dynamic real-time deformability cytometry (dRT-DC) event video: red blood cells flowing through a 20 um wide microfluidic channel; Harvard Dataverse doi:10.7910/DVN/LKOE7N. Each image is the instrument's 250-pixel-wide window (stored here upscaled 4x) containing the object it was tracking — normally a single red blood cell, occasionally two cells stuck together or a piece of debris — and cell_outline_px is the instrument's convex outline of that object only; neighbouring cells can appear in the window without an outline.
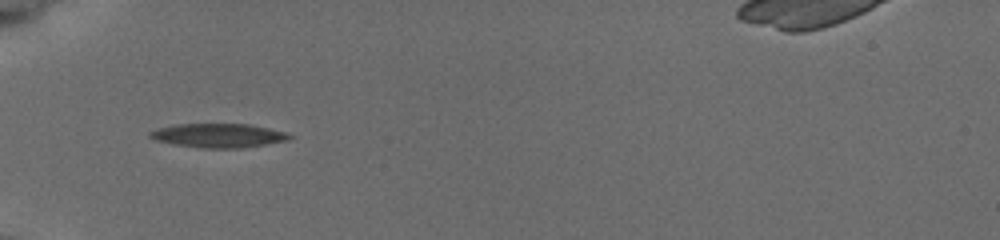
{"species": "common noctule bat (a hibernating species)", "species_latin": "Nyctalus noctula", "temperature_condition": "cold", "stored_images_in_passage": 6, "camera_frame_rate_fps": 3000, "um_per_image_px": 0.085, "animal": {"sex": "female", "body_mass_g": 19.5, "forearm_length_mm": 54.1}, "frame": {"image": 1, "passage_image": 1, "time_ms": 0.0, "image_size_px": [1000, 240], "cell_outline_px": [[292, 136], [288, 140], [240, 148], [204, 148], [172, 144], [156, 140], [148, 136], [148, 132], [156, 128], [172, 124], [248, 124], [288, 132]], "centroid_in_image_um": [18.52, 11.51], "position_along_channel_um": 66.5, "area_um2": 19.54}}
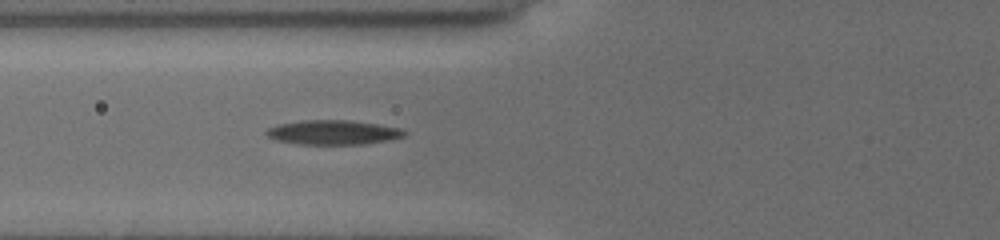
{"frame": {"image": 2, "passage_image": 3, "time_ms": 0.667, "image_size_px": [1000, 240], "cell_outline_px": [[408, 132], [404, 136], [388, 140], [364, 144], [300, 144], [276, 140], [268, 136], [264, 132], [268, 128], [276, 124], [300, 120], [352, 120], [380, 124], [400, 128]], "centroid_in_image_um": [28.31, 11.24], "position_along_channel_um": 97.5, "area_um2": 19.83}}
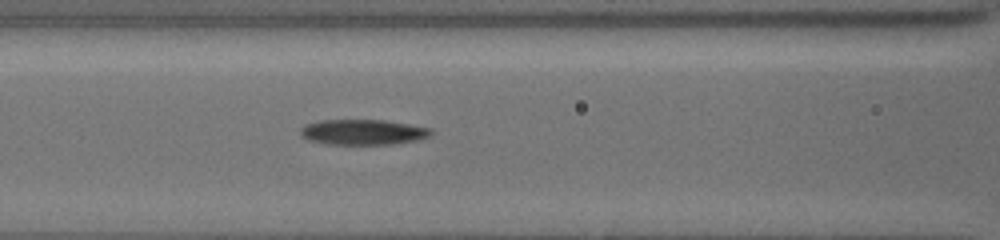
{"frame": {"image": 3, "passage_image": 6, "time_ms": 1.667, "image_size_px": [1000, 240], "cell_outline_px": [[432, 136], [416, 140], [392, 144], [324, 144], [308, 140], [300, 136], [300, 128], [304, 124], [320, 120], [384, 120], [432, 128]], "centroid_in_image_um": [30.82, 11.23], "position_along_channel_um": 135.8, "area_um2": 19.48}}